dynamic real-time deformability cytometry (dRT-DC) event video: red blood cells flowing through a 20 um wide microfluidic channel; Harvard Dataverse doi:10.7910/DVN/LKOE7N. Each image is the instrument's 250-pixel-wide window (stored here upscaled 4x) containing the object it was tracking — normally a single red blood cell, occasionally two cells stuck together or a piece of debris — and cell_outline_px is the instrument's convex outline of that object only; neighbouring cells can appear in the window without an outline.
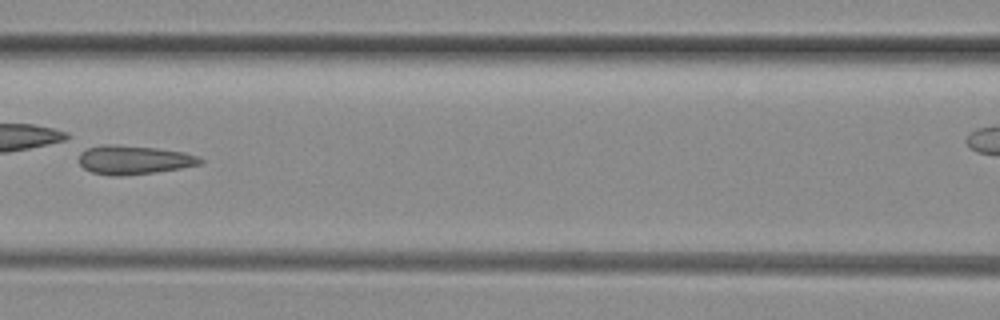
{"species": "common noctule bat (a hibernating species)", "species_latin": "Nyctalus noctula", "temperature_condition": "room temperature", "stored_images_in_passage": 6, "segment_of_instrument_passage": [1, 2], "camera_frame_rate_fps": 3000, "um_per_image_px": 0.085, "animal": {"sex": "female", "body_mass_g": 29.2, "forearm_length_mm": 56.3}, "frame": {"image": 1, "passage_image": 3, "time_ms": 0.667, "image_size_px": [1000, 320], "cell_outline_px": [[204, 160], [200, 164], [180, 168], [156, 172], [120, 176], [112, 176], [92, 172], [84, 168], [80, 164], [80, 152], [88, 148], [104, 144], [116, 144], [156, 148], [184, 152], [196, 156]], "centroid_in_image_um": [11.36, 13.58], "position_along_channel_um": 155.2, "area_um2": 20.29}}
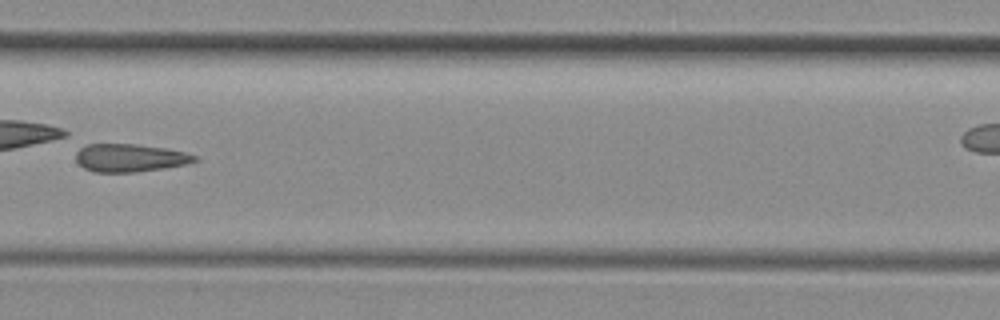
{"frame": {"image": 2, "passage_image": 4, "time_ms": 1.0, "image_size_px": [1000, 320], "cell_outline_px": [[200, 160], [184, 164], [164, 168], [136, 172], [92, 172], [84, 168], [76, 160], [76, 144], [136, 144], [168, 148], [184, 152], [196, 156]], "centroid_in_image_um": [10.98, 13.4], "position_along_channel_um": 196.4, "area_um2": 19.65}}
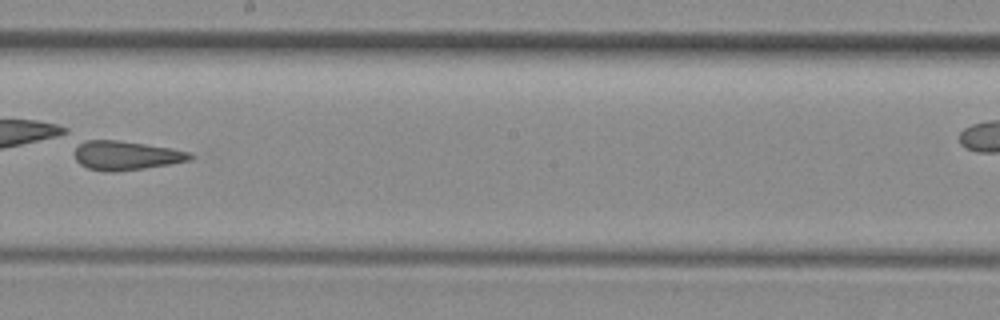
{"frame": {"image": 3, "passage_image": 5, "time_ms": 1.333, "image_size_px": [1000, 320], "cell_outline_px": [[196, 156], [192, 160], [144, 168], [112, 172], [104, 172], [88, 168], [80, 164], [76, 160], [76, 140], [116, 140], [172, 148], [188, 152]], "centroid_in_image_um": [10.69, 13.21], "position_along_channel_um": 237.5, "area_um2": 19.65}}